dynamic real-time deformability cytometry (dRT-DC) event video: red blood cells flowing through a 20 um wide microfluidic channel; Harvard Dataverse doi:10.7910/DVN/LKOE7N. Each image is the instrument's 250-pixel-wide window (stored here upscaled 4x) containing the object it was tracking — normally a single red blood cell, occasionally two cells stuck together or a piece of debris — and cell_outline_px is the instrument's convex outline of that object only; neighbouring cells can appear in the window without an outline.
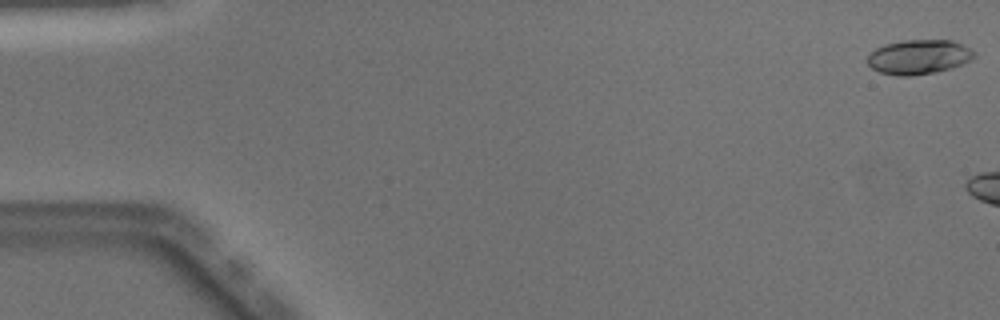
{"species": "Egyptian fruit bat (a non-hibernating species)", "species_latin": "Rousettus aegyptiacus", "temperature_condition": "warm", "stored_images_in_passage": 8, "camera_frame_rate_fps": 3000, "um_per_image_px": 0.085, "animal": {"sex": "male"}, "frame": {"image": 1, "passage_image": 1, "time_ms": 0.0, "image_size_px": [1000, 320], "cell_outline_px": [[976, 56], [972, 60], [964, 64], [952, 68], [936, 72], [912, 76], [896, 76], [880, 72], [872, 68], [864, 60], [876, 48], [884, 44], [900, 40], [952, 40], [976, 52]], "centroid_in_image_um": [78.09, 4.85], "position_along_channel_um": 6.9, "area_um2": 21.79}}